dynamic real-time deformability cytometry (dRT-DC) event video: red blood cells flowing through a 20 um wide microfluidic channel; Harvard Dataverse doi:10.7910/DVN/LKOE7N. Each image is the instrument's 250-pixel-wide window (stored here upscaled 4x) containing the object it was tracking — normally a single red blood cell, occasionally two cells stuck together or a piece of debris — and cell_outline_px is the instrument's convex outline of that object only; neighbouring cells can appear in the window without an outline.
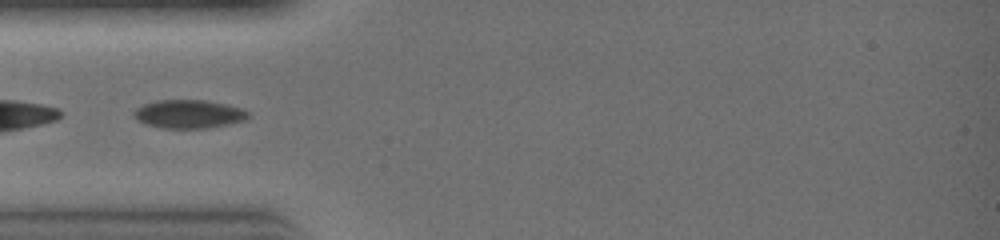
{"species": "common noctule bat (a hibernating species)", "species_latin": "Nyctalus noctula", "temperature_condition": "warm", "stored_images_in_passage": 16, "camera_frame_rate_fps": 3000, "um_per_image_px": 0.085, "animal": {"sex": "female", "body_mass_g": 19.0, "forearm_length_mm": 51.5}, "frame": {"image": 1, "passage_image": 3, "time_ms": 0.667, "image_size_px": [1000, 240], "cell_outline_px": [[248, 116], [244, 120], [228, 124], [208, 128], [164, 128], [144, 124], [132, 116], [132, 112], [136, 108], [144, 104], [156, 100], [208, 100], [240, 108], [248, 112]], "centroid_in_image_um": [15.99, 9.69], "position_along_channel_um": 69.0, "area_um2": 18.9}}
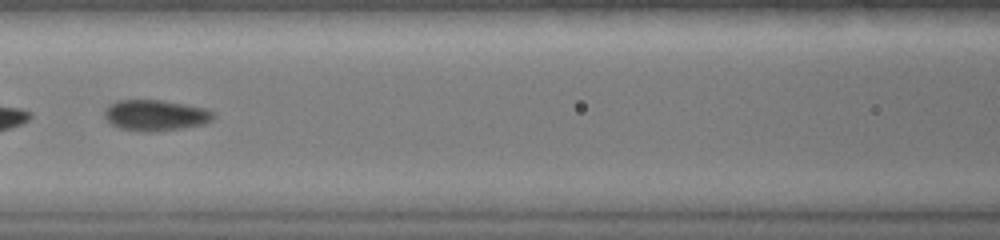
{"frame": {"image": 2, "passage_image": 7, "time_ms": 2.0, "image_size_px": [1000, 240], "cell_outline_px": [[212, 120], [204, 124], [180, 128], [152, 132], [144, 132], [120, 128], [112, 124], [104, 116], [104, 108], [108, 104], [116, 100], [160, 100], [208, 108], [212, 112]], "centroid_in_image_um": [13.18, 9.79], "position_along_channel_um": 153.4, "area_um2": 19.59}}